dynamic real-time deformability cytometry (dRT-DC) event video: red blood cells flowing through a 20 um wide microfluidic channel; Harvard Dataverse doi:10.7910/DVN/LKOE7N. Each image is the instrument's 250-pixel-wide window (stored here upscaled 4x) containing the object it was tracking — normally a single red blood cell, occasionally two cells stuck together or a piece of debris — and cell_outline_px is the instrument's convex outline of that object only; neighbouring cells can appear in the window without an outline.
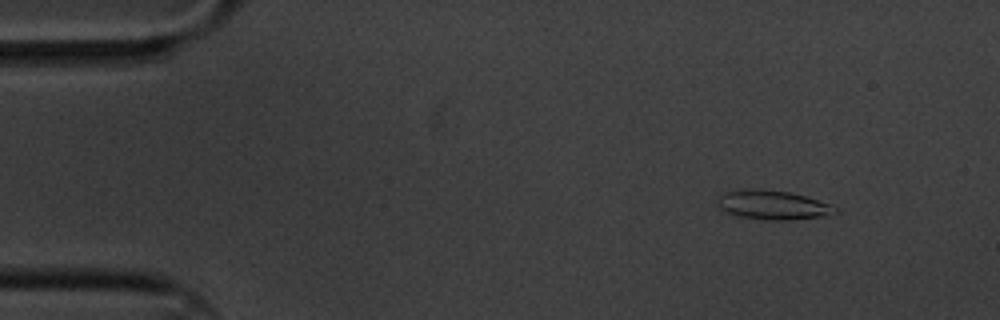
{"species": "common noctule bat (a hibernating species)", "species_latin": "Nyctalus noctula", "temperature_condition": "cold", "stored_images_in_passage": 4, "camera_frame_rate_fps": 3000, "um_per_image_px": 0.085, "animal": {"sex": "male", "body_mass_g": 20.1, "forearm_length_mm": 53.5}, "frame": {"image": 1, "passage_image": 2, "time_ms": 0.333, "image_size_px": [1000, 320], "cell_outline_px": [[840, 212], [824, 216], [788, 220], [764, 220], [732, 216], [724, 212], [720, 208], [720, 196], [724, 192], [740, 188], [752, 188], [788, 192], [804, 196], [840, 208]], "centroid_in_image_um": [65.66, 17.43], "position_along_channel_um": 19.3, "area_um2": 20.17}}